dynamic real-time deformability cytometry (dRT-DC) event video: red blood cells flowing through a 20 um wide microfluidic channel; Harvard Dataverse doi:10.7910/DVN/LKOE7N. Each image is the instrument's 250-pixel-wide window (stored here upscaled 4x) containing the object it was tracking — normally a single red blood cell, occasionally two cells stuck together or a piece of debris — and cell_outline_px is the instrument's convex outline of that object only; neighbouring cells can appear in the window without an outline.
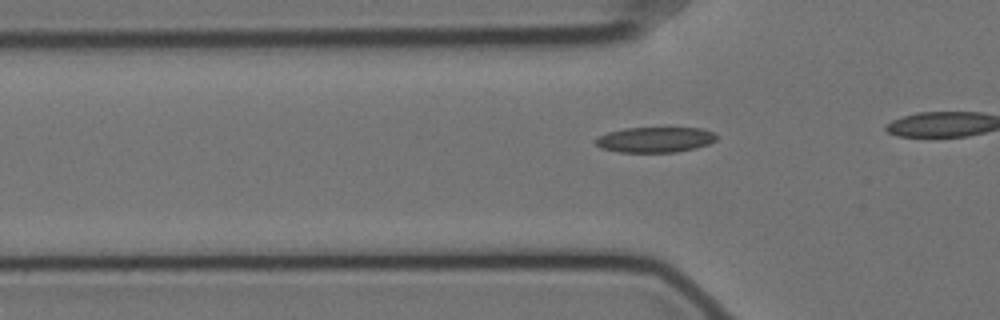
{"species": "Egyptian fruit bat (a non-hibernating species)", "species_latin": "Rousettus aegyptiacus", "temperature_condition": "cold", "stored_images_in_passage": 25, "segment_of_instrument_passage": [2, 2], "camera_frame_rate_fps": 3000, "um_per_image_px": 0.085, "animal": {"sex": "female"}, "frame": {"image": 1, "passage_image": 15, "time_ms": 4.667, "image_size_px": [1000, 320], "cell_outline_px": [[716, 140], [708, 144], [696, 148], [676, 152], [620, 152], [600, 148], [596, 144], [596, 140], [600, 136], [608, 132], [624, 128], [700, 128], [716, 132]], "centroid_in_image_um": [55.71, 11.87], "position_along_channel_um": 70.1, "area_um2": 17.86}}
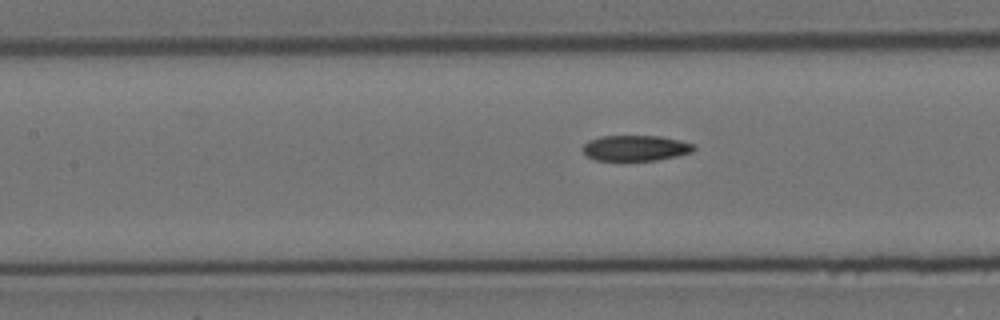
{"frame": {"image": 2, "passage_image": 22, "time_ms": 7.0, "image_size_px": [1000, 320], "cell_outline_px": [[696, 148], [692, 152], [676, 156], [656, 160], [596, 160], [588, 156], [584, 152], [584, 144], [588, 140], [600, 136], [660, 136], [680, 140], [696, 144]], "centroid_in_image_um": [54.06, 12.57], "position_along_channel_um": 153.3, "area_um2": 16.53}}